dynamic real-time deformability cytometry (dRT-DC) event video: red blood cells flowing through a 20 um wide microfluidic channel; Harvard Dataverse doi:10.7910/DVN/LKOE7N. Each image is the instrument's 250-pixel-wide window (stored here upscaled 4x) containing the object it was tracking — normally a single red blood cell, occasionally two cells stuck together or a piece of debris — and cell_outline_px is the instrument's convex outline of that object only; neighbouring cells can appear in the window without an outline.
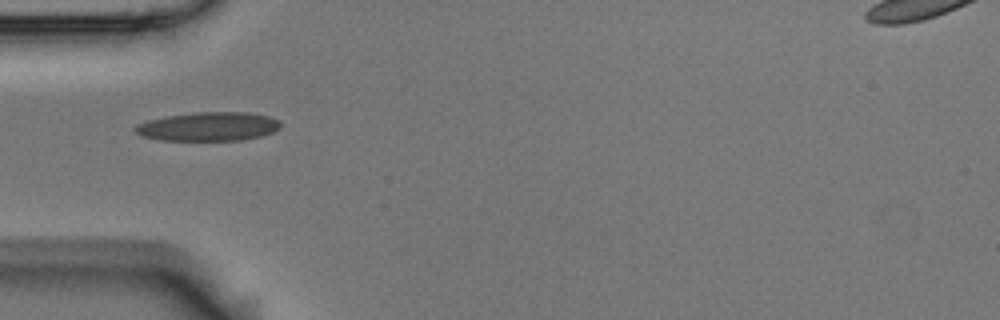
{"species": "Egyptian fruit bat (a non-hibernating species)", "species_latin": "Rousettus aegyptiacus", "temperature_condition": "room temperature", "stored_images_in_passage": 3, "camera_frame_rate_fps": 3000, "um_per_image_px": 0.085, "animal": {"sex": "male"}, "frame": {"image": 1, "passage_image": 1, "time_ms": 0.0, "image_size_px": [1000, 320], "cell_outline_px": [[280, 128], [272, 132], [260, 136], [240, 140], [160, 140], [144, 136], [136, 132], [132, 128], [136, 124], [148, 120], [168, 116], [196, 112], [248, 112], [268, 116], [276, 120], [280, 124]], "centroid_in_image_um": [17.69, 10.75], "position_along_channel_um": 67.3, "area_um2": 24.22}}
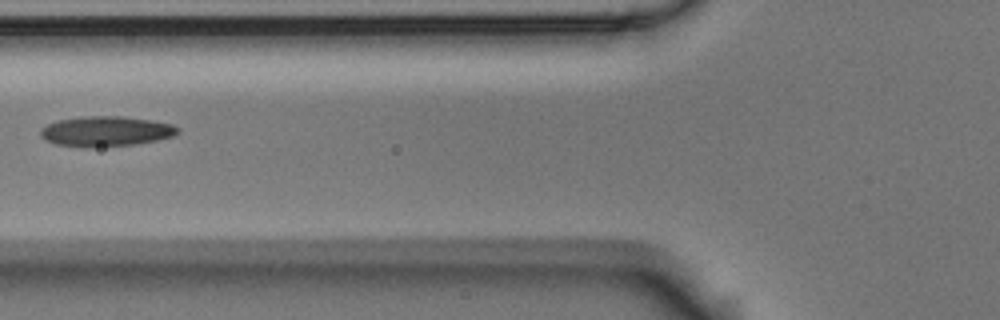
{"frame": {"image": 2, "passage_image": 2, "time_ms": 0.333, "image_size_px": [1000, 320], "cell_outline_px": [[180, 132], [172, 136], [156, 140], [136, 144], [88, 148], [80, 148], [56, 144], [40, 136], [40, 128], [56, 120], [80, 116], [124, 116], [172, 124], [180, 128]], "centroid_in_image_um": [8.97, 11.16], "position_along_channel_um": 116.8, "area_um2": 24.33}}
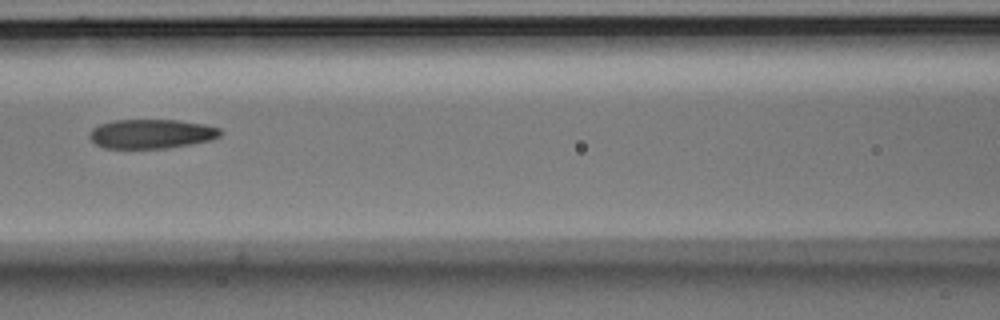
{"frame": {"image": 3, "passage_image": 3, "time_ms": 0.667, "image_size_px": [1000, 320], "cell_outline_px": [[220, 136], [208, 140], [192, 144], [164, 148], [104, 148], [96, 144], [88, 136], [88, 132], [92, 128], [100, 124], [112, 120], [180, 120], [204, 124], [220, 128]], "centroid_in_image_um": [12.83, 11.37], "position_along_channel_um": 153.8, "area_um2": 22.31}}